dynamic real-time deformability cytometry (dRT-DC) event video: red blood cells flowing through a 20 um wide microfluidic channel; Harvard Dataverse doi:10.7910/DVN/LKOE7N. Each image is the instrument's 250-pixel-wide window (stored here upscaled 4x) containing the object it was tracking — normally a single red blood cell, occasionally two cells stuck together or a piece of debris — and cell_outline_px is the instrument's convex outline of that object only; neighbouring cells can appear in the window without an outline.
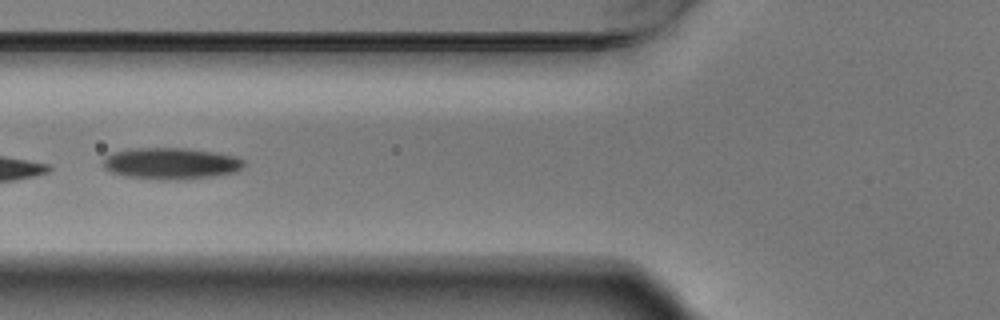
{"species": "Egyptian fruit bat (a non-hibernating species)", "species_latin": "Rousettus aegyptiacus", "temperature_condition": "warm", "stored_images_in_passage": 7, "camera_frame_rate_fps": 3000, "um_per_image_px": 0.085, "animal": {"sex": "male"}, "frame": {"image": 1, "passage_image": 5, "time_ms": 1.333, "image_size_px": [1000, 320], "cell_outline_px": [[244, 164], [236, 172], [212, 176], [176, 180], [160, 180], [124, 176], [112, 172], [104, 168], [104, 156], [112, 152], [136, 148], [188, 148], [216, 152], [236, 156], [244, 160]], "centroid_in_image_um": [14.52, 13.89], "position_along_channel_um": 111.3, "area_um2": 25.95}}
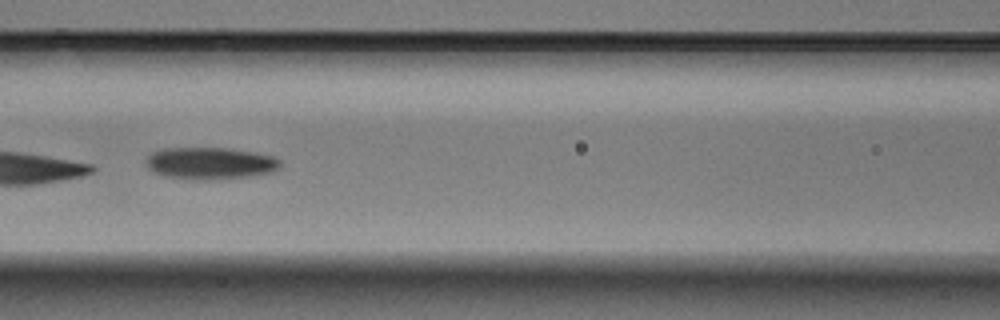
{"frame": {"image": 2, "passage_image": 6, "time_ms": 1.667, "image_size_px": [1000, 320], "cell_outline_px": [[280, 168], [272, 172], [248, 176], [208, 180], [188, 180], [164, 176], [152, 172], [148, 168], [148, 156], [152, 152], [164, 148], [228, 148], [256, 152], [272, 156], [280, 160]], "centroid_in_image_um": [17.86, 13.88], "position_along_channel_um": 148.7, "area_um2": 25.14}}
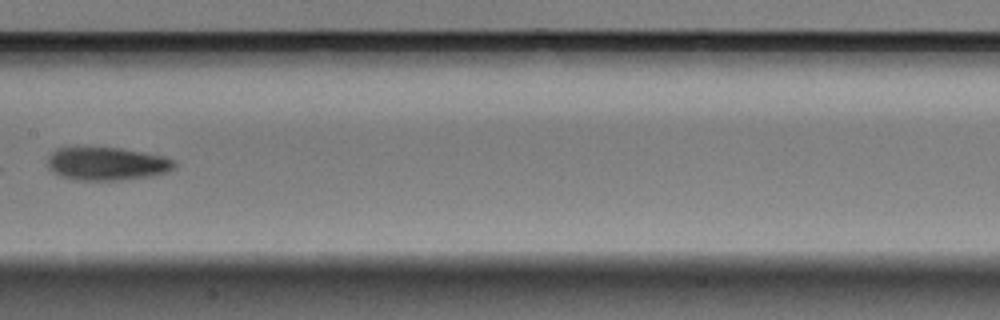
{"frame": {"image": 3, "passage_image": 7, "time_ms": 2.0, "image_size_px": [1000, 320], "cell_outline_px": [[176, 168], [168, 172], [152, 176], [120, 180], [76, 180], [60, 176], [48, 164], [48, 156], [52, 152], [60, 148], [120, 148], [164, 156], [176, 160]], "centroid_in_image_um": [9.17, 13.93], "position_along_channel_um": 198.2, "area_um2": 24.33}}